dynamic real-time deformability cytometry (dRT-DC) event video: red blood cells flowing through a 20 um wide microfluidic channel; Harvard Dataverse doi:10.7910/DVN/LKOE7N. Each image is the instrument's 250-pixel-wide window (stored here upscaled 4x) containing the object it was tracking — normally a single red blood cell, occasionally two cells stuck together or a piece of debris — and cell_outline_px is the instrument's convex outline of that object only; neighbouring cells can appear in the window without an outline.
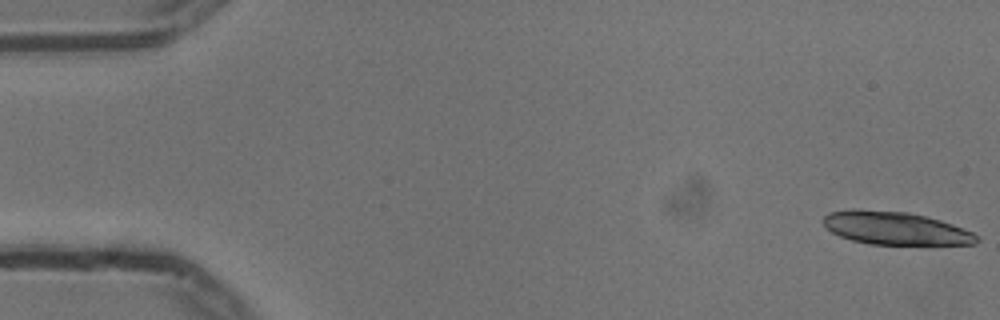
{"species": "common noctule bat (a hibernating species)", "species_latin": "Nyctalus noctula", "temperature_condition": "cold", "stored_images_in_passage": 19, "camera_frame_rate_fps": 3000, "um_per_image_px": 0.085, "animal": {"sex": "male", "body_mass_g": 13.3}, "frame": {"image": 1, "passage_image": 1, "time_ms": 0.0, "image_size_px": [1000, 320], "cell_outline_px": [[980, 240], [976, 244], [868, 244], [852, 240], [840, 236], [832, 232], [820, 220], [828, 212], [852, 208], [856, 208], [908, 212], [940, 220], [952, 224], [972, 232], [980, 236]], "centroid_in_image_um": [76.07, 19.38], "position_along_channel_um": 8.9, "area_um2": 29.65}}